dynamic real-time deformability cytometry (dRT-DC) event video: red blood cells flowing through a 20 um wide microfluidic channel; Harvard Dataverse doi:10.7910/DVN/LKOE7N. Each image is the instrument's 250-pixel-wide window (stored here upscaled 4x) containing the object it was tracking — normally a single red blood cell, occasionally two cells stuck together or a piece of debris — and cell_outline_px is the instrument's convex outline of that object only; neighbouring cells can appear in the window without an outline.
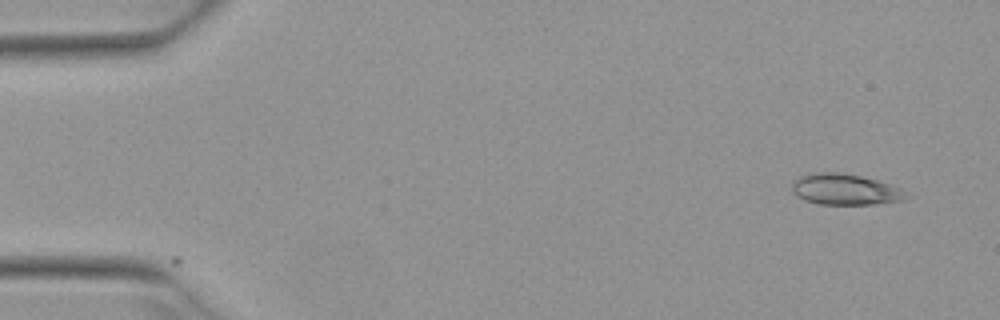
{"species": "Egyptian fruit bat (a non-hibernating species)", "species_latin": "Rousettus aegyptiacus", "temperature_condition": "warm", "stored_images_in_passage": 6, "camera_frame_rate_fps": 3000, "um_per_image_px": 0.085, "animal": {"sex": "female"}, "frame": {"image": 1, "passage_image": 1, "time_ms": 0.0, "image_size_px": [1000, 320], "cell_outline_px": [[912, 196], [904, 200], [876, 204], [820, 204], [804, 200], [796, 196], [792, 192], [792, 184], [800, 176], [820, 172], [836, 172], [860, 176], [876, 180], [900, 188]], "centroid_in_image_um": [71.85, 16.12], "position_along_channel_um": 13.1, "area_um2": 20.52}}
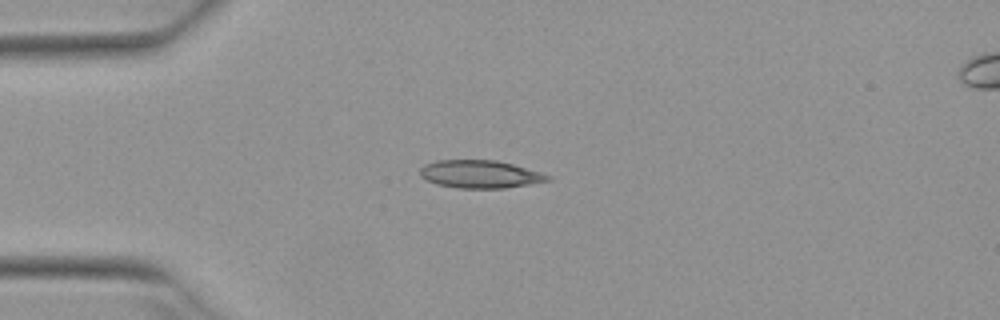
{"frame": {"image": 2, "passage_image": 4, "time_ms": 1.0, "image_size_px": [1000, 320], "cell_outline_px": [[552, 180], [504, 188], [456, 188], [436, 184], [420, 176], [420, 168], [424, 164], [436, 160], [496, 160], [512, 164], [540, 172], [552, 176]], "centroid_in_image_um": [40.79, 14.8], "position_along_channel_um": 44.2, "area_um2": 20.69}}
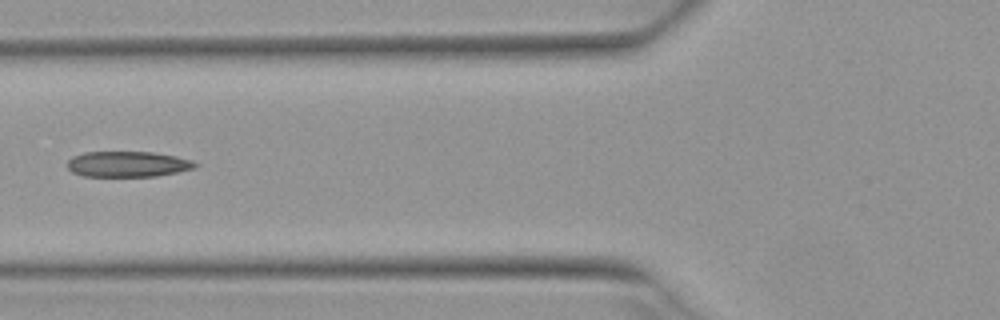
{"frame": {"image": 3, "passage_image": 6, "time_ms": 1.667, "image_size_px": [1000, 320], "cell_outline_px": [[200, 164], [196, 168], [156, 176], [84, 176], [72, 172], [68, 168], [68, 160], [72, 156], [84, 152], [152, 152], [176, 156], [192, 160]], "centroid_in_image_um": [10.88, 13.94], "position_along_channel_um": 114.9, "area_um2": 19.13}}